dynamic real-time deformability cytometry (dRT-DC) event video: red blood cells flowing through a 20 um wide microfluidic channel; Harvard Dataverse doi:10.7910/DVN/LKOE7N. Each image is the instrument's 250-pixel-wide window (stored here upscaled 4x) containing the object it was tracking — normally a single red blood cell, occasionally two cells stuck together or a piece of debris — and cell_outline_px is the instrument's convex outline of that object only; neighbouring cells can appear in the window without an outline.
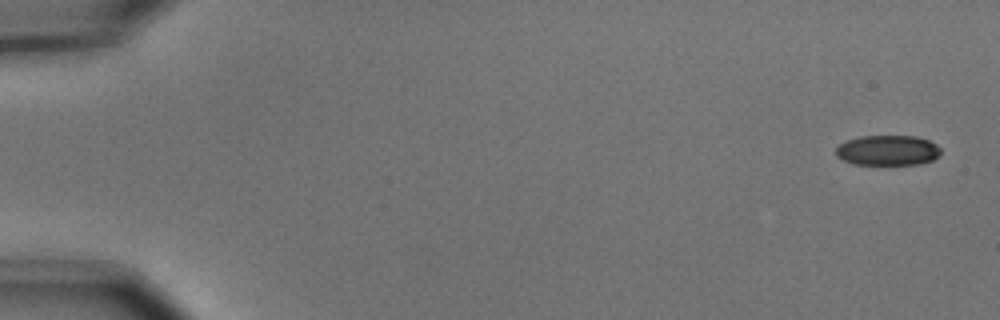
{"species": "common noctule bat (a hibernating species)", "species_latin": "Nyctalus noctula", "temperature_condition": "cold", "stored_images_in_passage": 5, "camera_frame_rate_fps": 3000, "um_per_image_px": 0.085, "animal": {"sex": "male", "body_mass_g": 15.6}, "frame": {"image": 1, "passage_image": 1, "time_ms": 0.0, "image_size_px": [1000, 320], "cell_outline_px": [[940, 152], [932, 160], [920, 164], [856, 164], [844, 160], [836, 156], [836, 148], [840, 144], [848, 140], [860, 136], [916, 136], [928, 140], [936, 144], [940, 148]], "centroid_in_image_um": [75.45, 12.77], "position_along_channel_um": 9.5, "area_um2": 18.26}}
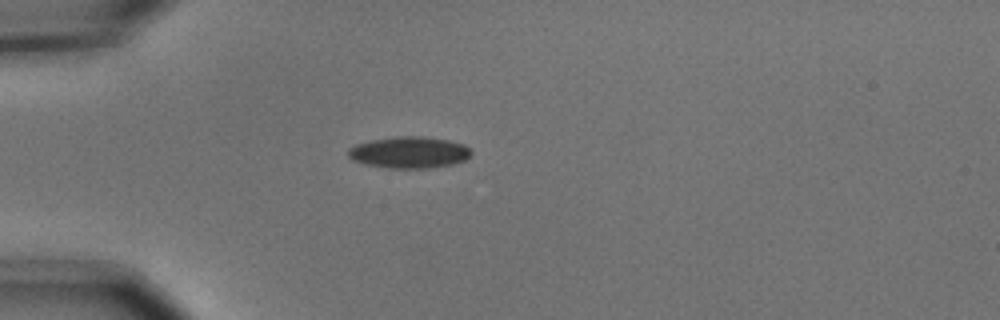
{"frame": {"image": 2, "passage_image": 5, "time_ms": 1.333, "image_size_px": [1000, 320], "cell_outline_px": [[472, 152], [464, 160], [452, 164], [428, 168], [388, 168], [364, 164], [352, 160], [348, 156], [348, 148], [356, 144], [372, 140], [396, 136], [420, 136], [448, 140], [464, 144]], "centroid_in_image_um": [34.75, 12.95], "position_along_channel_um": 50.3, "area_um2": 22.54}}